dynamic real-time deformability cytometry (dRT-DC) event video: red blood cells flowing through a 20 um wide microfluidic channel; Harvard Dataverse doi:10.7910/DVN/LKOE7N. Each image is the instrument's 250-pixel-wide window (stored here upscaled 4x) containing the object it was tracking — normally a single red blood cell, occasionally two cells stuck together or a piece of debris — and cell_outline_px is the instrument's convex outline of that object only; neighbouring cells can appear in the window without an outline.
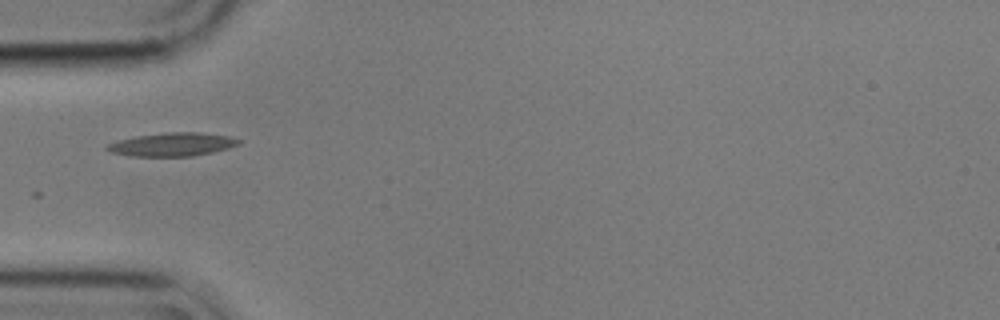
{"species": "common noctule bat (a hibernating species)", "species_latin": "Nyctalus noctula", "temperature_condition": "cold", "stored_images_in_passage": 39, "camera_frame_rate_fps": 3000, "um_per_image_px": 0.085, "animal": {"sex": "male", "body_mass_g": 17.9}, "frame": {"image": 1, "passage_image": 1, "time_ms": 0.0, "image_size_px": [1000, 320], "cell_outline_px": [[244, 140], [240, 144], [228, 148], [212, 152], [192, 156], [132, 156], [112, 152], [104, 148], [104, 144], [116, 140], [136, 136], [168, 132], [200, 132], [228, 136]], "centroid_in_image_um": [14.63, 12.27], "position_along_channel_um": 70.4, "area_um2": 18.09}}
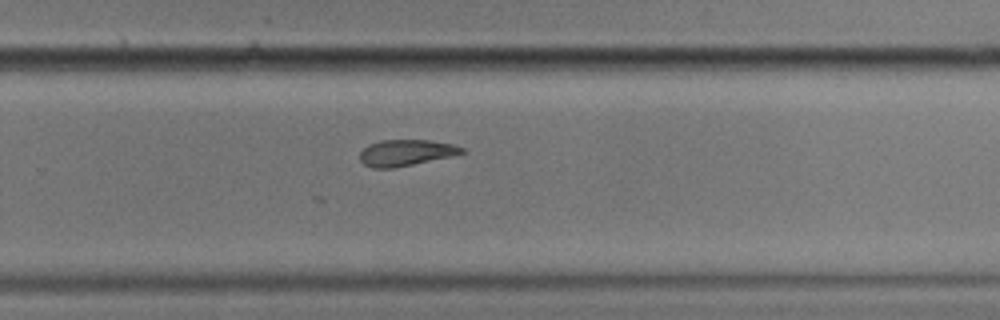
{"frame": {"image": 2, "passage_image": 20, "time_ms": 6.333, "image_size_px": [1000, 320], "cell_outline_px": [[464, 152], [452, 156], [392, 168], [372, 168], [364, 164], [360, 160], [360, 152], [368, 144], [380, 140], [428, 140], [452, 144], [464, 148]], "centroid_in_image_um": [34.47, 12.97], "position_along_channel_um": 295.3, "area_um2": 15.43}}
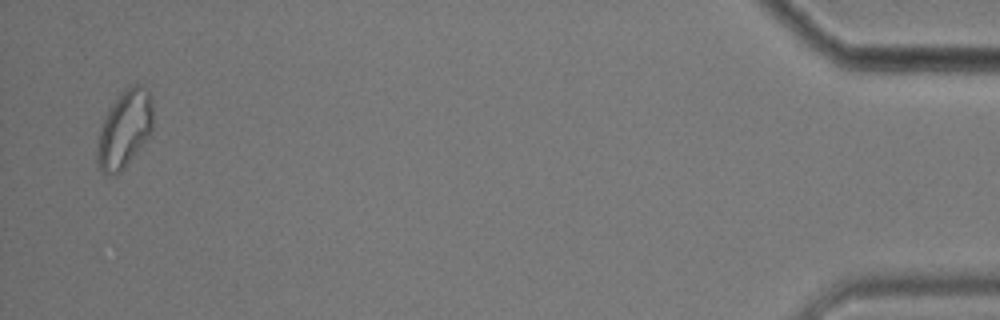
{"frame": {"image": 3, "passage_image": 38, "time_ms": 12.333, "image_size_px": [1000, 320], "cell_outline_px": [[152, 132], [124, 168], [116, 172], [104, 172], [100, 168], [96, 160], [96, 144], [104, 116], [124, 88], [132, 84], [140, 84], [148, 88], [152, 96]], "centroid_in_image_um": [10.6, 10.9], "position_along_channel_um": 424.6, "area_um2": 25.03}}